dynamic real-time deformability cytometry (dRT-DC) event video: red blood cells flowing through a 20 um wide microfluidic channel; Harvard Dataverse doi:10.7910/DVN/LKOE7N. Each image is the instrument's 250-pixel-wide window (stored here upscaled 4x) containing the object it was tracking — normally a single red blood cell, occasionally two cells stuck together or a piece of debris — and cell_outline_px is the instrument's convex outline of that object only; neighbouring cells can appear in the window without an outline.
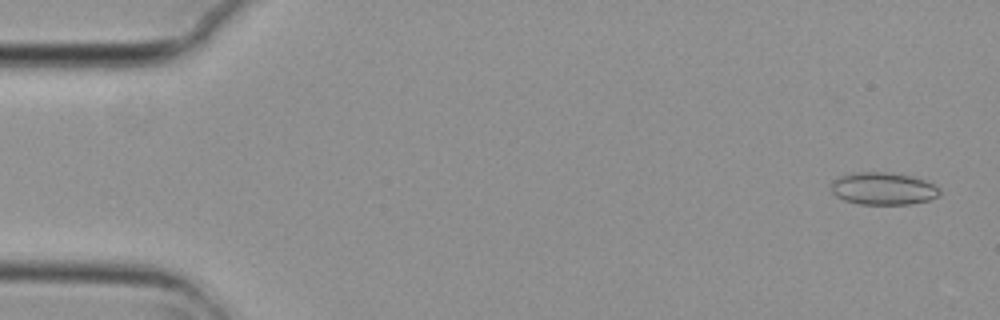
{"species": "common noctule bat (a hibernating species)", "species_latin": "Nyctalus noctula", "temperature_condition": "cold", "stored_images_in_passage": 5, "camera_frame_rate_fps": 3000, "um_per_image_px": 0.085, "animal": {"sex": "female", "body_mass_g": 29.2, "forearm_length_mm": 56.3}, "frame": {"image": 1, "passage_image": 1, "time_ms": 0.0, "image_size_px": [1000, 320], "cell_outline_px": [[940, 192], [936, 196], [928, 200], [912, 204], [860, 204], [844, 200], [836, 196], [832, 192], [832, 180], [840, 176], [856, 172], [892, 172], [912, 176], [924, 180], [940, 188]], "centroid_in_image_um": [75.06, 16.02], "position_along_channel_um": 9.9, "area_um2": 20.46}}
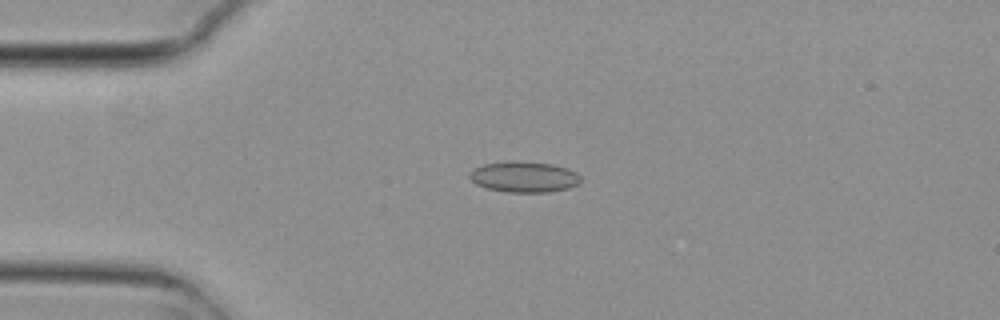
{"frame": {"image": 2, "passage_image": 4, "time_ms": 1.0, "image_size_px": [1000, 320], "cell_outline_px": [[580, 180], [576, 184], [568, 188], [548, 192], [504, 192], [488, 188], [476, 184], [468, 176], [468, 172], [472, 168], [484, 164], [504, 160], [512, 160], [552, 164], [568, 168], [576, 172], [580, 176]], "centroid_in_image_um": [44.49, 15.01], "position_along_channel_um": 40.5, "area_um2": 20.17}}